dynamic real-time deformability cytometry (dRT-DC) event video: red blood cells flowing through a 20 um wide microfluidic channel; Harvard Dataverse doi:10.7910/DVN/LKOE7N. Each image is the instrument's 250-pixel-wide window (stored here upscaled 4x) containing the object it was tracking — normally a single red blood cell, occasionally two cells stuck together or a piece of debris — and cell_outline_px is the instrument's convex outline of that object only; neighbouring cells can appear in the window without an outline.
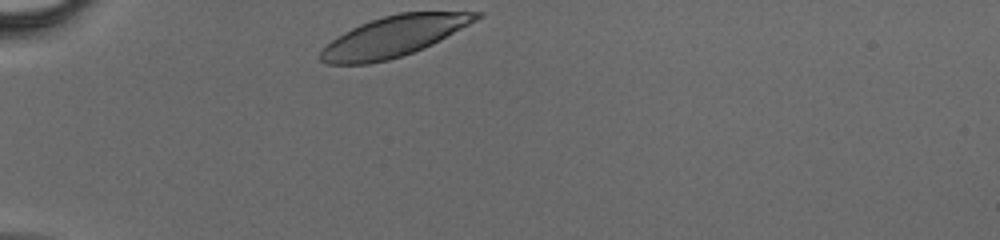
{"species": "human", "species_latin": "Homo sapiens", "temperature_condition": "cold", "stored_images_in_passage": 27, "camera_frame_rate_fps": 3000, "um_per_image_px": 0.085, "donor": {"sex": "male"}, "frame": {"image": 1, "passage_image": 1, "time_ms": 0.0, "image_size_px": [1000, 240], "cell_outline_px": [[484, 16], [440, 40], [424, 48], [388, 60], [368, 64], [328, 64], [320, 60], [320, 52], [336, 36], [360, 24], [384, 16], [400, 12], [484, 12]], "centroid_in_image_um": [33.48, 3.09], "position_along_channel_um": 51.5, "area_um2": 36.41}}
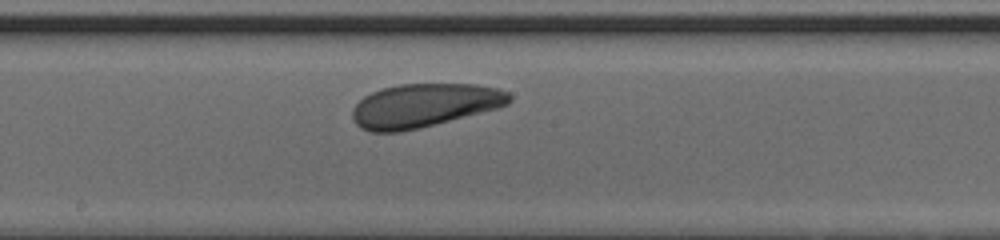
{"frame": {"image": 2, "passage_image": 14, "time_ms": 4.333, "image_size_px": [1000, 240], "cell_outline_px": [[512, 100], [508, 104], [500, 108], [420, 128], [400, 132], [368, 132], [360, 128], [352, 120], [352, 108], [364, 96], [372, 92], [384, 88], [400, 84], [476, 84], [500, 88], [508, 92], [512, 96]], "centroid_in_image_um": [36.07, 8.97], "position_along_channel_um": 212.1, "area_um2": 40.29}}
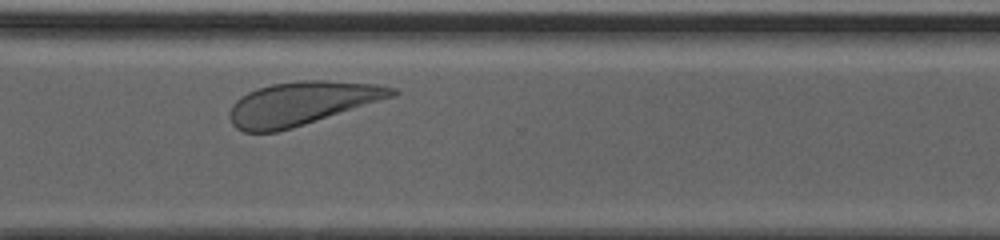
{"frame": {"image": 3, "passage_image": 23, "time_ms": 7.333, "image_size_px": [1000, 240], "cell_outline_px": [[400, 92], [396, 96], [292, 128], [276, 132], [244, 132], [236, 128], [232, 124], [228, 116], [228, 112], [232, 104], [236, 100], [248, 92], [256, 88], [272, 84], [300, 80], [328, 80], [376, 84], [396, 88]], "centroid_in_image_um": [25.64, 8.78], "position_along_channel_um": 345.0, "area_um2": 41.27}}